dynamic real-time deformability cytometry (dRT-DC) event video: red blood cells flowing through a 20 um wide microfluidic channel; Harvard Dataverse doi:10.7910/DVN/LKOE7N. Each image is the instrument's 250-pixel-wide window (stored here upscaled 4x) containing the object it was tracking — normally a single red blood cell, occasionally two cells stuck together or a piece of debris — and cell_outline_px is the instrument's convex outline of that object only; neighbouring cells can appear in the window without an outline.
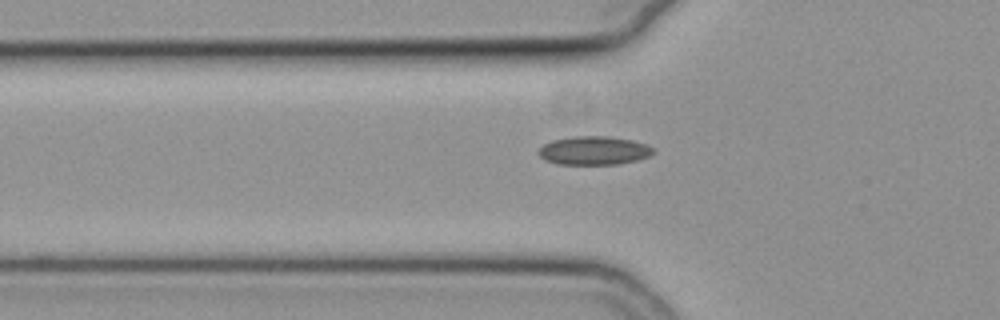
{"species": "common noctule bat (a hibernating species)", "species_latin": "Nyctalus noctula", "temperature_condition": "cold", "stored_images_in_passage": 35, "camera_frame_rate_fps": 3000, "um_per_image_px": 0.085, "animal": {"sex": "female", "body_mass_g": 19.3, "forearm_length_mm": 54.1}, "frame": {"image": 1, "passage_image": 5, "time_ms": 1.333, "image_size_px": [1000, 320], "cell_outline_px": [[656, 152], [648, 156], [636, 160], [620, 164], [556, 164], [544, 160], [536, 152], [544, 144], [552, 140], [572, 136], [608, 136], [632, 140], [644, 144], [652, 148]], "centroid_in_image_um": [50.44, 12.8], "position_along_channel_um": 75.4, "area_um2": 19.13}}
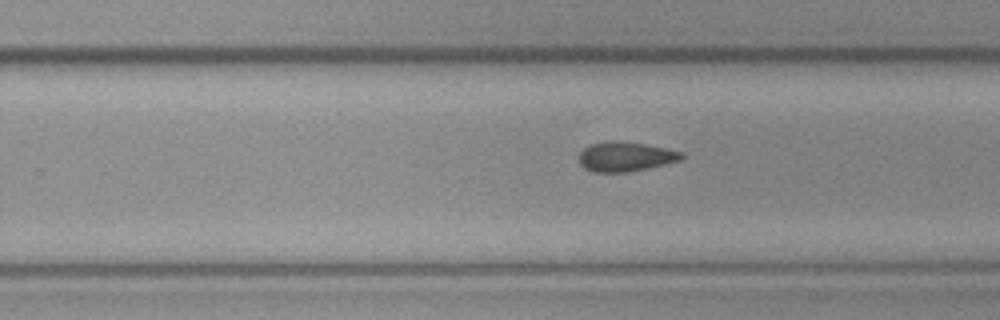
{"frame": {"image": 2, "passage_image": 21, "time_ms": 6.667, "image_size_px": [1000, 320], "cell_outline_px": [[684, 156], [680, 160], [648, 168], [628, 172], [592, 172], [584, 168], [580, 164], [580, 152], [588, 144], [644, 144], [684, 152]], "centroid_in_image_um": [53.18, 13.37], "position_along_channel_um": 276.6, "area_um2": 16.82}}
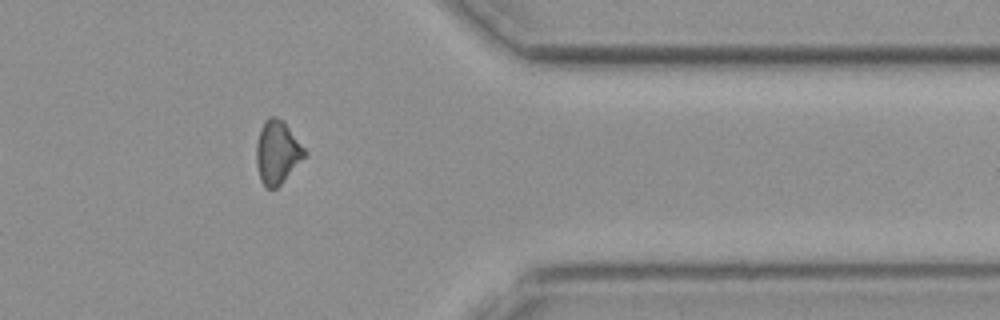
{"frame": {"image": 3, "passage_image": 31, "time_ms": 10.0, "image_size_px": [1000, 320], "cell_outline_px": [[304, 156], [284, 180], [276, 188], [264, 188], [260, 180], [256, 164], [256, 144], [260, 128], [264, 120], [268, 116], [276, 116], [284, 120], [304, 148]], "centroid_in_image_um": [23.51, 12.91], "position_along_channel_um": 387.9, "area_um2": 17.69}}